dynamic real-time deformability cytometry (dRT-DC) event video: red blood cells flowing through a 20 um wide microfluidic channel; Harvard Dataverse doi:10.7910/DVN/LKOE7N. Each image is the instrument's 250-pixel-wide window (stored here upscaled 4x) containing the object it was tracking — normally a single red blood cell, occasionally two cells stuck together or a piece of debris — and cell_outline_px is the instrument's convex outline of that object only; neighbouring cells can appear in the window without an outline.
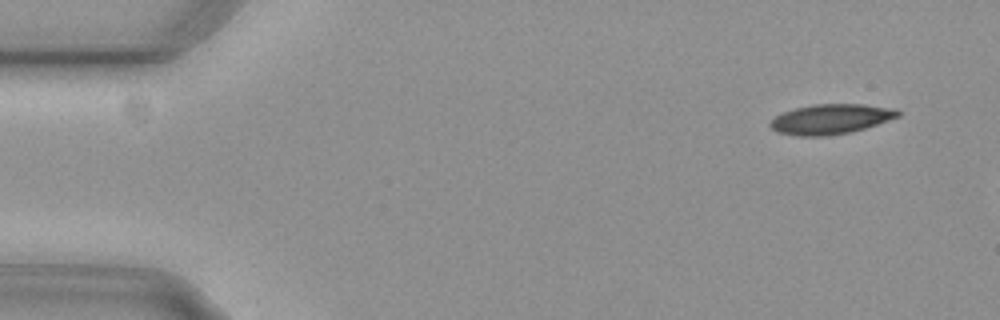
{"species": "common noctule bat (a hibernating species)", "species_latin": "Nyctalus noctula", "temperature_condition": "cold", "stored_images_in_passage": 3, "camera_frame_rate_fps": 3000, "um_per_image_px": 0.085, "animal": {"sex": "female", "body_mass_g": 29.2, "forearm_length_mm": 56.3}, "frame": {"image": 1, "passage_image": 1, "time_ms": 0.0, "image_size_px": [1000, 320], "cell_outline_px": [[900, 116], [852, 132], [824, 136], [796, 136], [776, 132], [768, 124], [776, 116], [784, 112], [796, 108], [816, 104], [864, 104], [896, 108], [900, 112]], "centroid_in_image_um": [70.62, 10.12], "position_along_channel_um": 14.4, "area_um2": 22.25}}